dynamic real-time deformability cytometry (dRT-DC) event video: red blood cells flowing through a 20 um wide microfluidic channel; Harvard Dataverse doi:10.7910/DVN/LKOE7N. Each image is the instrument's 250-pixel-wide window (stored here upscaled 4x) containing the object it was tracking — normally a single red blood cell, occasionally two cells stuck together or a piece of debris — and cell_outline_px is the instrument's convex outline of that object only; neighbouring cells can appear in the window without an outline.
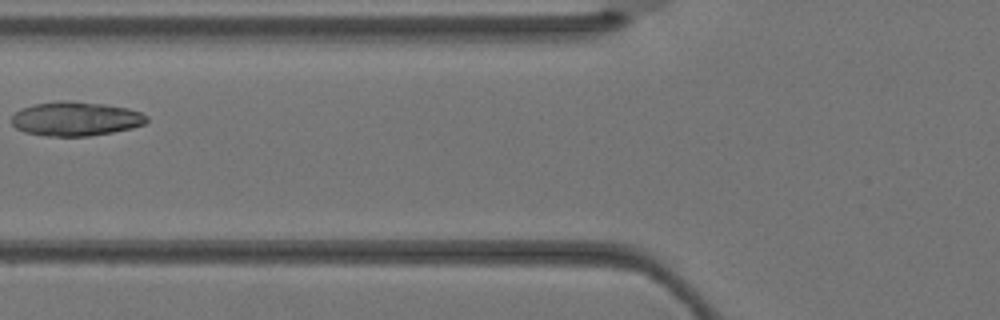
{"species": "Egyptian fruit bat (a non-hibernating species)", "species_latin": "Rousettus aegyptiacus", "temperature_condition": "warm", "stored_images_in_passage": 4, "camera_frame_rate_fps": 3000, "um_per_image_px": 0.085, "animal": {"sex": "female"}, "frame": {"image": 1, "passage_image": 4, "time_ms": 1.0, "image_size_px": [1000, 320], "cell_outline_px": [[148, 120], [144, 124], [132, 128], [112, 132], [88, 136], [48, 136], [24, 132], [16, 128], [12, 124], [12, 116], [16, 112], [32, 104], [64, 100], [68, 100], [104, 104], [128, 108], [140, 112], [148, 116]], "centroid_in_image_um": [6.44, 10.09], "position_along_channel_um": 119.4, "area_um2": 26.88}}